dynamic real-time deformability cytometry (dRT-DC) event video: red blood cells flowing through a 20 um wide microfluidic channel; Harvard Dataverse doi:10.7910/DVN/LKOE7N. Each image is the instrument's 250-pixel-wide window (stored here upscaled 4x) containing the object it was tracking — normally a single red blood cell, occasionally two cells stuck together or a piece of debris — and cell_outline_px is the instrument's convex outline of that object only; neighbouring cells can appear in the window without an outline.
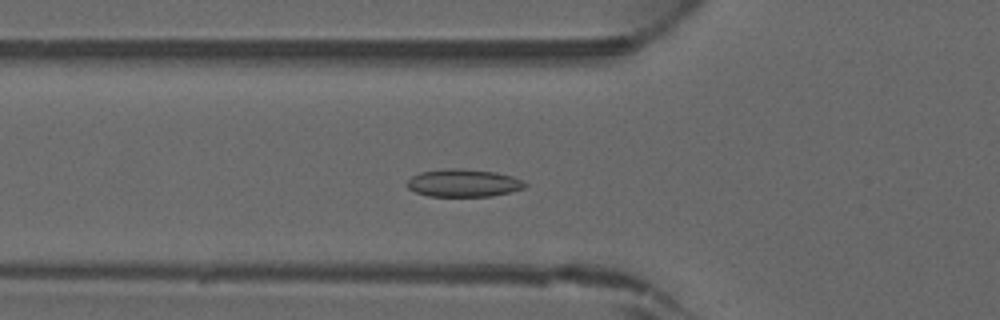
{"species": "common noctule bat (a hibernating species)", "species_latin": "Nyctalus noctula", "temperature_condition": "warm", "stored_images_in_passage": 43, "camera_frame_rate_fps": 3000, "um_per_image_px": 0.085, "animal": {"sex": "male", "forearm_length_mm": 52.5}, "frame": {"image": 1, "passage_image": 14, "time_ms": 4.333, "image_size_px": [1000, 320], "cell_outline_px": [[528, 184], [524, 188], [512, 192], [492, 196], [428, 196], [416, 192], [408, 188], [404, 184], [412, 176], [420, 172], [448, 168], [460, 168], [496, 172], [512, 176], [524, 180]], "centroid_in_image_um": [39.41, 15.55], "position_along_channel_um": 86.4, "area_um2": 19.25}}
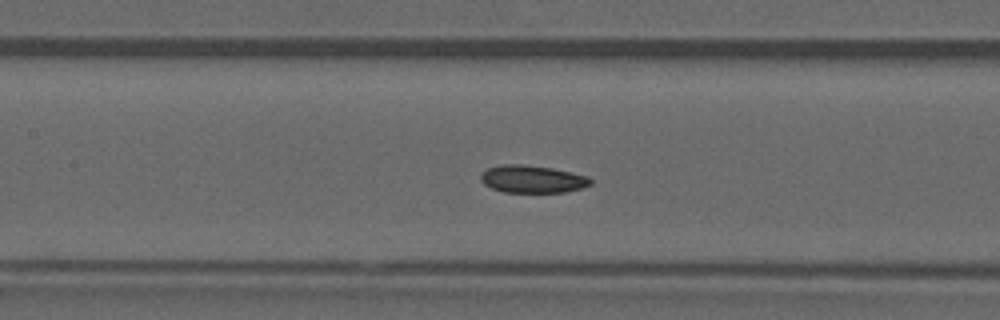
{"frame": {"image": 2, "passage_image": 19, "time_ms": 6.0, "image_size_px": [1000, 320], "cell_outline_px": [[592, 184], [584, 188], [564, 192], [504, 192], [492, 188], [484, 184], [480, 180], [480, 172], [488, 168], [500, 164], [520, 164], [552, 168], [572, 172], [588, 176], [592, 180]], "centroid_in_image_um": [45.25, 15.22], "position_along_channel_um": 162.1, "area_um2": 17.8}}
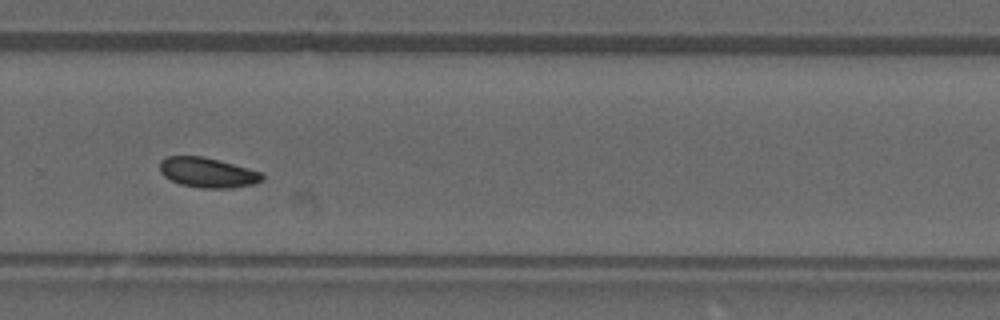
{"frame": {"image": 3, "passage_image": 29, "time_ms": 9.333, "image_size_px": [1000, 320], "cell_outline_px": [[264, 180], [256, 184], [232, 188], [204, 188], [180, 184], [164, 176], [160, 172], [160, 160], [164, 156], [204, 156], [264, 172]], "centroid_in_image_um": [17.69, 14.66], "position_along_channel_um": 312.1, "area_um2": 18.15}}